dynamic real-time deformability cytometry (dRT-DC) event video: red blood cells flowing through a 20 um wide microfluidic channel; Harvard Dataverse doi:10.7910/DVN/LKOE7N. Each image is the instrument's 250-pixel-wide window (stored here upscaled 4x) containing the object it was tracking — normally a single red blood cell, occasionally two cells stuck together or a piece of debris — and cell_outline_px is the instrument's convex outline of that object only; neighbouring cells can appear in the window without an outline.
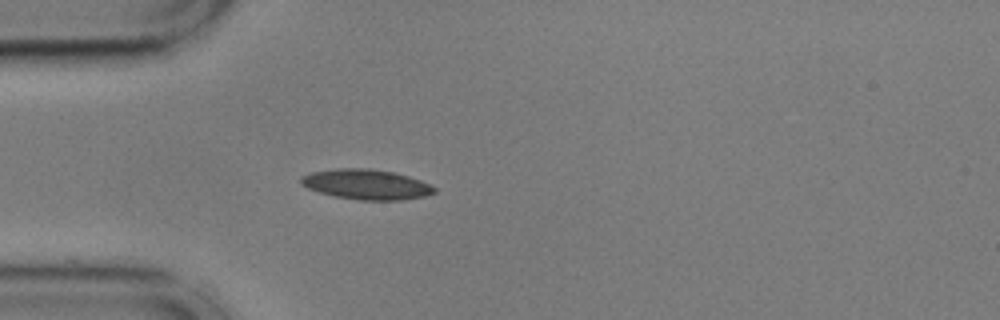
{"species": "common noctule bat (a hibernating species)", "species_latin": "Nyctalus noctula", "temperature_condition": "cold", "stored_images_in_passage": 41, "camera_frame_rate_fps": 3000, "um_per_image_px": 0.085, "animal": {"sex": "male", "body_mass_g": 17.9, "forearm_length_mm": 54.2}, "frame": {"image": 1, "passage_image": 1, "time_ms": 0.0, "image_size_px": [1000, 320], "cell_outline_px": [[436, 192], [424, 196], [400, 200], [360, 200], [336, 196], [320, 192], [308, 188], [300, 184], [300, 176], [312, 172], [340, 168], [372, 168], [396, 172], [420, 180], [436, 188]], "centroid_in_image_um": [31.14, 15.66], "position_along_channel_um": 53.9, "area_um2": 23.35}}
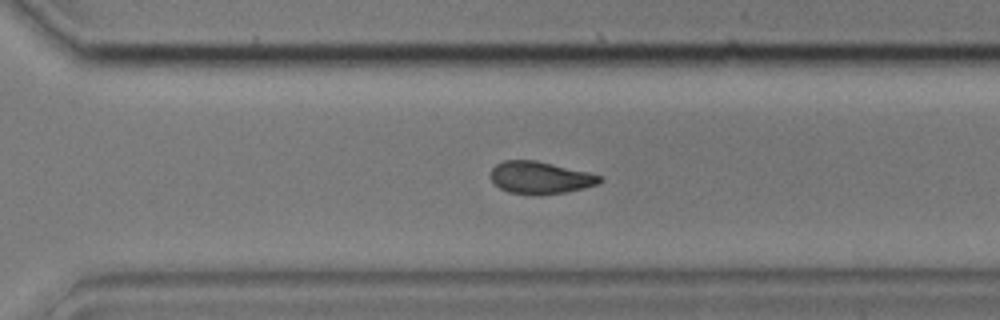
{"frame": {"image": 2, "passage_image": 24, "time_ms": 7.667, "image_size_px": [1000, 320], "cell_outline_px": [[604, 180], [600, 184], [584, 188], [564, 192], [540, 196], [532, 196], [508, 192], [500, 188], [492, 180], [492, 168], [496, 164], [504, 160], [536, 160], [588, 172], [600, 176]], "centroid_in_image_um": [45.93, 15.12], "position_along_channel_um": 324.7, "area_um2": 20.69}}
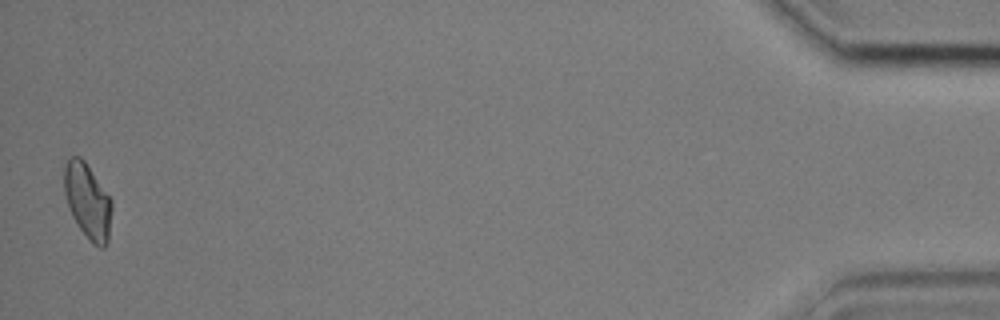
{"frame": {"image": 3, "passage_image": 40, "time_ms": 13.0, "image_size_px": [1000, 320], "cell_outline_px": [[112, 208], [108, 240], [104, 248], [100, 248], [80, 228], [72, 216], [64, 192], [64, 164], [72, 156], [80, 156], [84, 160], [112, 200]], "centroid_in_image_um": [7.45, 17.05], "position_along_channel_um": 427.8, "area_um2": 20.46}, "authors_computed_cell_mechanics": {"area_um2": 20.7502, "velocity_mm_per_s": 3.6143, "shape_relaxation_time_tau1_ms": null, "shape_relaxation_time_tau2_ms": 6.4933, "deformation_change_tau1": null, "deformation_change_tau2": 0.1244}}